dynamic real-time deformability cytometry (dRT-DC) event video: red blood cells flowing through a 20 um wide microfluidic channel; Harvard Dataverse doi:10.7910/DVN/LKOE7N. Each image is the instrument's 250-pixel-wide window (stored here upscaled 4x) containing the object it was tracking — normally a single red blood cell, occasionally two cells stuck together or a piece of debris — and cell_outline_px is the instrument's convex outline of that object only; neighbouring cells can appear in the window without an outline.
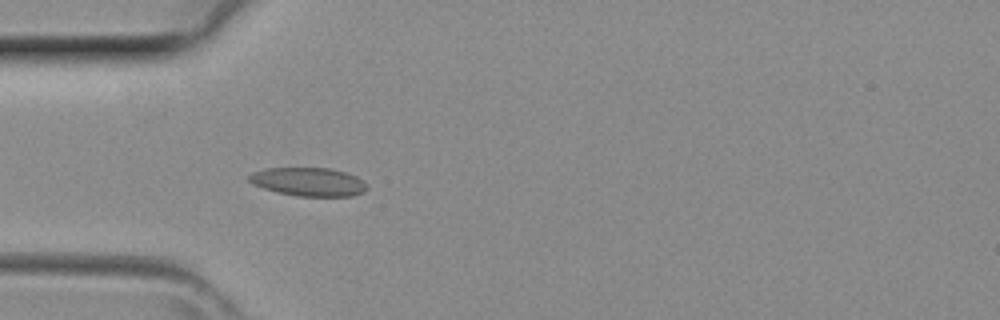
{"species": "common noctule bat (a hibernating species)", "species_latin": "Nyctalus noctula", "temperature_condition": "room temperature", "stored_images_in_passage": 3, "camera_frame_rate_fps": 3000, "um_per_image_px": 0.085, "animal": {"sex": "female", "body_mass_g": 29.2, "forearm_length_mm": 56.3}, "frame": {"image": 1, "passage_image": 3, "time_ms": 0.667, "image_size_px": [1000, 320], "cell_outline_px": [[368, 188], [364, 192], [352, 196], [296, 196], [276, 192], [252, 184], [248, 180], [248, 176], [252, 172], [264, 168], [332, 168], [356, 176], [364, 180], [368, 184]], "centroid_in_image_um": [26.24, 15.45], "position_along_channel_um": 58.8, "area_um2": 19.83}}